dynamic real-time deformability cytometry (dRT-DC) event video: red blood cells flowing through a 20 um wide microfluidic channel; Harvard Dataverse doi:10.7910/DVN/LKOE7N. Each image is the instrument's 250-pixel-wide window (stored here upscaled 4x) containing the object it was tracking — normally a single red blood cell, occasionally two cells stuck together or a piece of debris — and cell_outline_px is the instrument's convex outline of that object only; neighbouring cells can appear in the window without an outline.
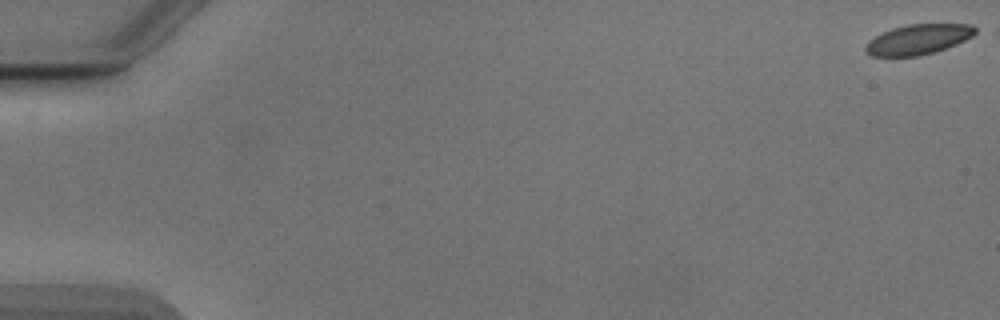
{"species": "Egyptian fruit bat (a non-hibernating species)", "species_latin": "Rousettus aegyptiacus", "temperature_condition": "cold", "stored_images_in_passage": 49, "camera_frame_rate_fps": 3000, "um_per_image_px": 0.085, "animal": {"sex": "male"}, "frame": {"image": 1, "passage_image": 1, "time_ms": 0.0, "image_size_px": [1000, 320], "cell_outline_px": [[980, 32], [956, 44], [932, 52], [916, 56], [872, 56], [864, 52], [864, 48], [868, 40], [892, 28], [908, 24], [972, 24], [980, 28]], "centroid_in_image_um": [78.08, 3.33], "position_along_channel_um": 6.9, "area_um2": 19.31}}
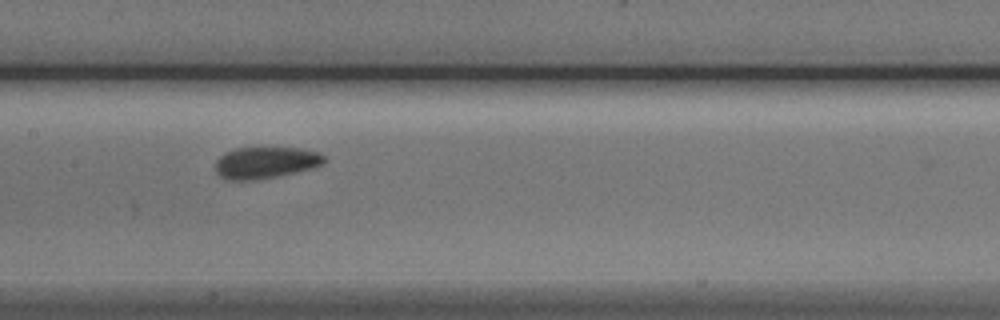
{"frame": {"image": 2, "passage_image": 28, "time_ms": 9.0, "image_size_px": [1000, 320], "cell_outline_px": [[328, 160], [324, 164], [312, 168], [296, 172], [256, 180], [228, 180], [220, 176], [216, 172], [216, 160], [224, 152], [236, 148], [260, 144], [300, 148], [320, 152]], "centroid_in_image_um": [22.6, 13.76], "position_along_channel_um": 184.8, "area_um2": 21.1}}
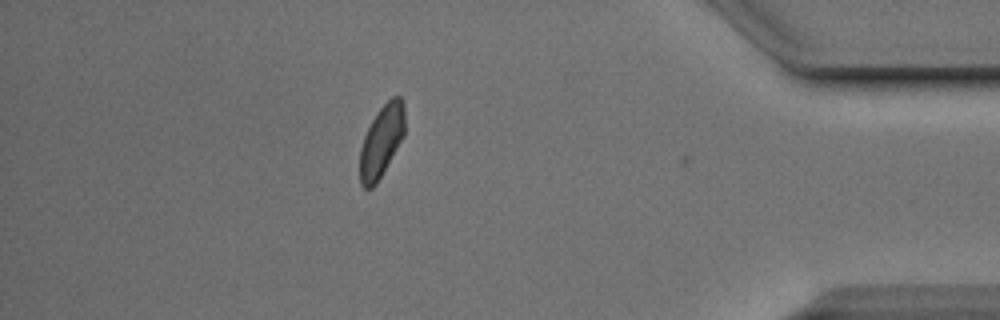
{"frame": {"image": 3, "passage_image": 48, "time_ms": 15.667, "image_size_px": [1000, 320], "cell_outline_px": [[404, 136], [376, 184], [372, 188], [364, 188], [360, 184], [360, 148], [364, 136], [376, 112], [392, 96], [400, 96], [404, 100]], "centroid_in_image_um": [32.43, 11.98], "position_along_channel_um": 402.8, "area_um2": 18.73}, "authors_computed_cell_mechanics": {"area_um2": 20.0566, "velocity_mm_per_s": 3.8511, "shape_relaxation_time_tau1_ms": 4.5937, "shape_relaxation_time_tau2_ms": 3.8181, "deformation_change_tau1": 0.0952, "deformation_change_tau2": 0.0777}}